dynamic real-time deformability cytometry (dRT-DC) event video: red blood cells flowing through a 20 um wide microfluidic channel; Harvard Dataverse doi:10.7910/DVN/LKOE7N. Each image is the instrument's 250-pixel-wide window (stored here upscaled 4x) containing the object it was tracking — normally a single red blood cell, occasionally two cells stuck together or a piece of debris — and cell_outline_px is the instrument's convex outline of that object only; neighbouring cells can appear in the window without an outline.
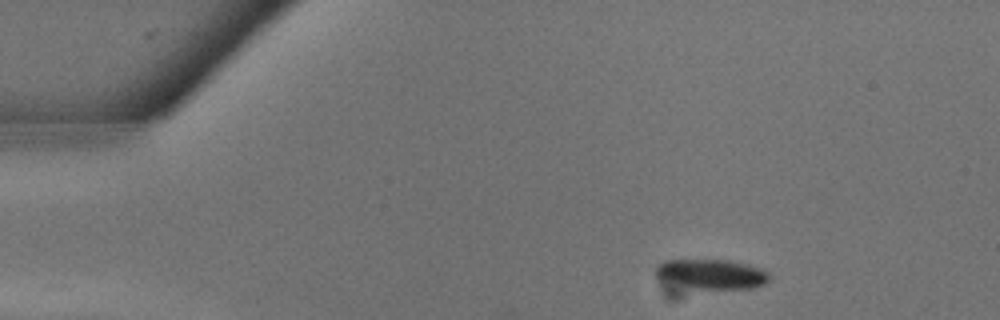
{"species": "common noctule bat (a hibernating species)", "species_latin": "Nyctalus noctula", "temperature_condition": "warm", "stored_images_in_passage": 11, "camera_frame_rate_fps": 3000, "um_per_image_px": 0.085, "animal": {"sex": "male", "body_mass_g": 13.3}, "frame": {"image": 1, "passage_image": 3, "time_ms": 0.667, "image_size_px": [1000, 320], "cell_outline_px": [[772, 276], [764, 284], [752, 288], [696, 288], [656, 280], [652, 272], [652, 268], [656, 264], [664, 260], [728, 260], [748, 264], [764, 268]], "centroid_in_image_um": [60.4, 23.28], "position_along_channel_um": 24.6, "area_um2": 20.17}}
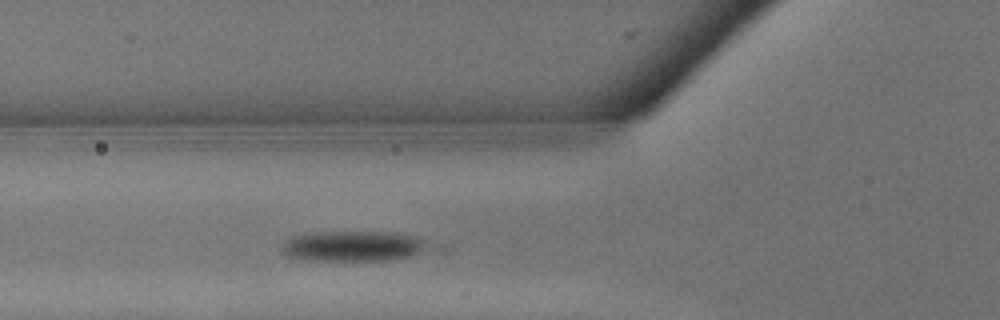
{"frame": {"image": 2, "passage_image": 9, "time_ms": 2.667, "image_size_px": [1000, 320], "cell_outline_px": [[452, 248], [448, 252], [392, 260], [308, 260], [288, 256], [280, 248], [292, 236], [308, 232], [396, 232], [416, 236], [452, 244]], "centroid_in_image_um": [30.69, 20.92], "position_along_channel_um": 95.1, "area_um2": 28.67}}